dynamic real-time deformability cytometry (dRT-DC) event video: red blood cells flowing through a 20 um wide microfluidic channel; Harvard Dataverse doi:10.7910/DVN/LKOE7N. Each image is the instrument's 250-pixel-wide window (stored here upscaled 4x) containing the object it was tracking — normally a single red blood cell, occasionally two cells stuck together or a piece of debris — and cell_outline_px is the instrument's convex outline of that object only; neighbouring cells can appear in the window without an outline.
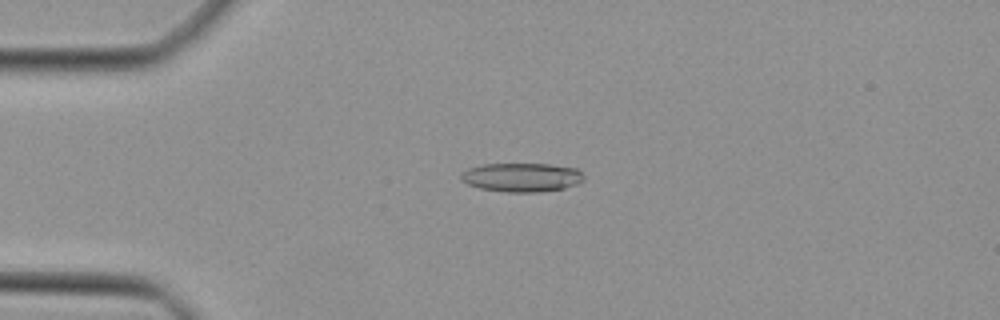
{"species": "Egyptian fruit bat (a non-hibernating species)", "species_latin": "Rousettus aegyptiacus", "temperature_condition": "cold", "stored_images_in_passage": 12, "camera_frame_rate_fps": 3000, "um_per_image_px": 0.085, "animal": {"sex": "female"}, "frame": {"image": 1, "passage_image": 5, "time_ms": 1.333, "image_size_px": [1000, 320], "cell_outline_px": [[584, 180], [576, 184], [564, 188], [540, 192], [508, 192], [480, 188], [468, 184], [460, 180], [460, 176], [468, 168], [484, 164], [548, 164], [576, 168], [584, 176]], "centroid_in_image_um": [44.35, 15.07], "position_along_channel_um": 40.7, "area_um2": 20.58}}
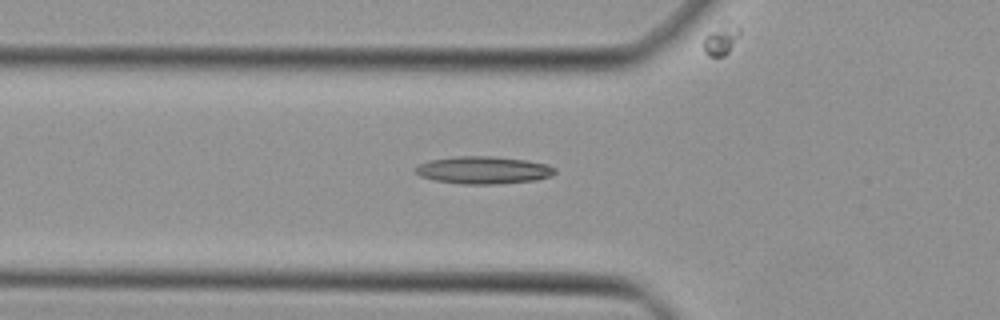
{"frame": {"image": 2, "passage_image": 10, "time_ms": 3.0, "image_size_px": [1000, 320], "cell_outline_px": [[556, 172], [552, 176], [536, 180], [496, 184], [460, 184], [436, 180], [420, 176], [412, 168], [428, 160], [456, 156], [492, 156], [528, 160], [548, 164], [556, 168]], "centroid_in_image_um": [41.11, 14.45], "position_along_channel_um": 84.7, "area_um2": 22.54}}